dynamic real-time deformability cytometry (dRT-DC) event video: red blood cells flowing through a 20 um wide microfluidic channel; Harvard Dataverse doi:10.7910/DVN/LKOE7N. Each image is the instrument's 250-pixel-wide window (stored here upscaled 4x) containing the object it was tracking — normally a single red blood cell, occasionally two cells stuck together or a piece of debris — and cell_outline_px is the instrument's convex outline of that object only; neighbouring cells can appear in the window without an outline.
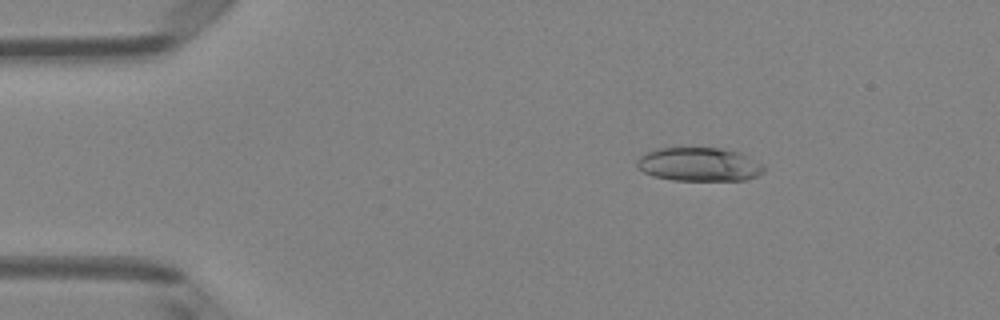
{"species": "Egyptian fruit bat (a non-hibernating species)", "species_latin": "Rousettus aegyptiacus", "temperature_condition": "room temperature", "stored_images_in_passage": 50, "camera_frame_rate_fps": 3000, "um_per_image_px": 0.085, "animal": {"sex": "female"}, "frame": {"image": 1, "passage_image": 8, "time_ms": 2.333, "image_size_px": [1000, 320], "cell_outline_px": [[764, 172], [756, 176], [744, 180], [672, 180], [652, 176], [636, 168], [636, 160], [644, 152], [656, 148], [680, 144], [720, 148], [740, 152], [764, 164]], "centroid_in_image_um": [59.35, 13.91], "position_along_channel_um": 25.6, "area_um2": 26.13}}
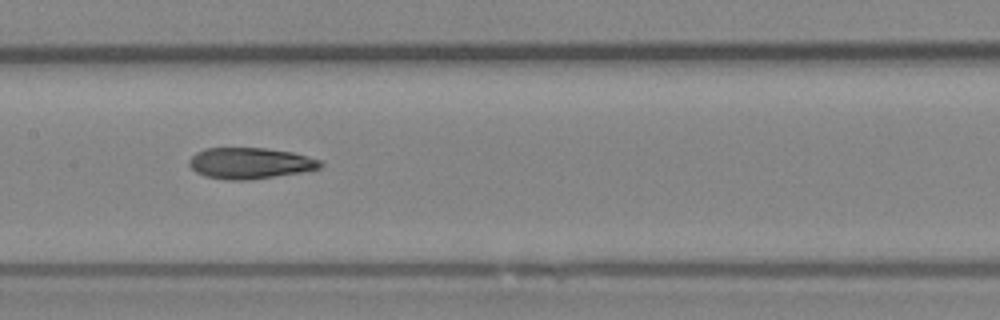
{"frame": {"image": 2, "passage_image": 25, "time_ms": 8.0, "image_size_px": [1000, 320], "cell_outline_px": [[324, 164], [320, 168], [300, 172], [248, 180], [228, 180], [204, 176], [196, 172], [188, 164], [188, 160], [196, 152], [204, 148], [264, 148], [292, 152], [320, 160]], "centroid_in_image_um": [21.21, 13.87], "position_along_channel_um": 186.2, "area_um2": 23.7}}
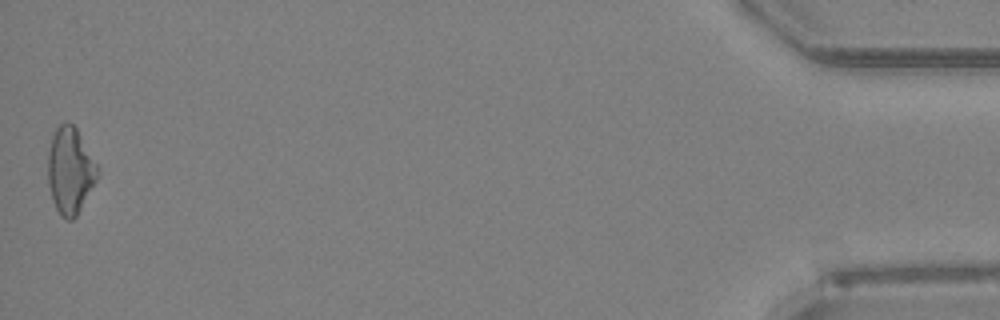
{"frame": {"image": 3, "passage_image": 50, "time_ms": 16.333, "image_size_px": [1000, 320], "cell_outline_px": [[96, 180], [76, 216], [72, 220], [68, 220], [60, 216], [52, 200], [48, 184], [48, 152], [52, 136], [56, 128], [60, 124], [72, 124], [76, 128], [96, 164]], "centroid_in_image_um": [5.92, 14.53], "position_along_channel_um": 429.3, "area_um2": 24.33}, "authors_computed_cell_mechanics": {"area_um2": 24.3338, "velocity_mm_per_s": 4.0448, "shape_relaxation_time_tau1_ms": null, "shape_relaxation_time_tau2_ms": 8.4367, "deformation_change_tau1": null, "deformation_change_tau2": 0.1682}}